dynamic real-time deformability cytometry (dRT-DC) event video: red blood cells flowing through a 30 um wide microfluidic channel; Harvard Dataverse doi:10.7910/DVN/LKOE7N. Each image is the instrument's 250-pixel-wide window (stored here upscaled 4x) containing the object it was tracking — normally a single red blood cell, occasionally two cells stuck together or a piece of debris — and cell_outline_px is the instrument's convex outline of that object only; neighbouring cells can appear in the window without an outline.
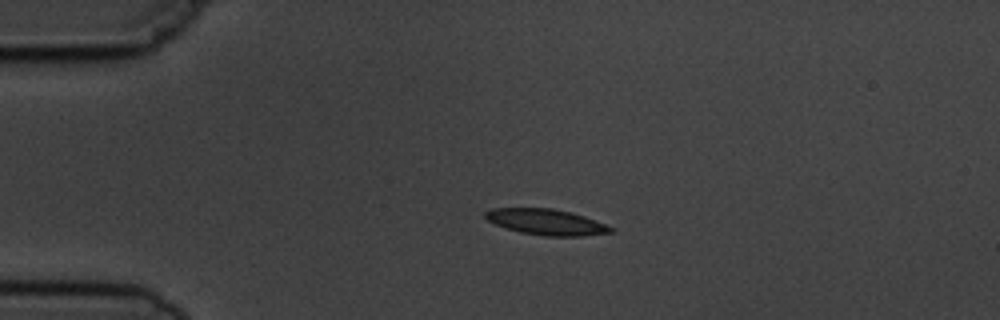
{"species": "common noctule bat (a hibernating species)", "species_latin": "Nyctalus noctula", "temperature_condition": "cold", "stored_images_in_passage": 2, "camera_frame_rate_fps": 3000, "um_per_image_px": 0.085, "animal": {"sex": "male", "body_mass_g": 19.5, "forearm_length_mm": 54.6}, "frame": {"image": 1, "passage_image": 1, "time_ms": 0.0, "image_size_px": [1000, 320], "cell_outline_px": [[616, 232], [584, 236], [544, 236], [520, 232], [504, 228], [488, 220], [484, 216], [484, 212], [492, 208], [552, 208], [572, 212], [584, 216], [616, 228]], "centroid_in_image_um": [46.47, 18.87], "position_along_channel_um": 38.5, "area_um2": 19.13}}
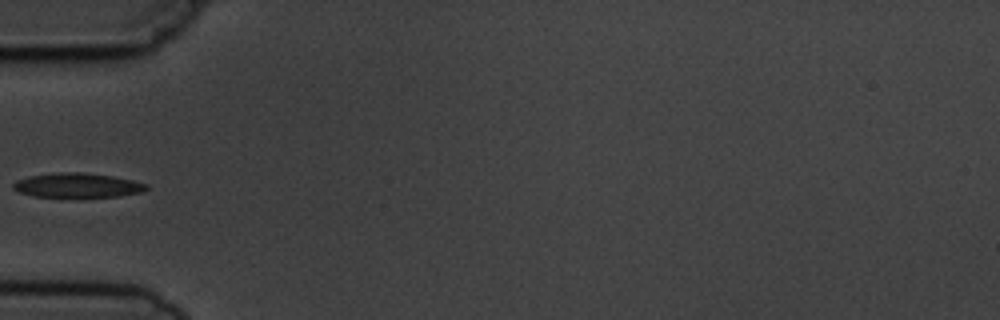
{"frame": {"image": 2, "passage_image": 2, "time_ms": 2.0, "image_size_px": [1000, 320], "cell_outline_px": [[148, 188], [144, 192], [120, 196], [80, 200], [76, 200], [32, 196], [20, 192], [12, 188], [12, 184], [16, 180], [28, 176], [60, 172], [84, 172], [112, 176], [132, 180], [148, 184]], "centroid_in_image_um": [6.59, 15.81], "position_along_channel_um": 78.4, "area_um2": 20.17}}